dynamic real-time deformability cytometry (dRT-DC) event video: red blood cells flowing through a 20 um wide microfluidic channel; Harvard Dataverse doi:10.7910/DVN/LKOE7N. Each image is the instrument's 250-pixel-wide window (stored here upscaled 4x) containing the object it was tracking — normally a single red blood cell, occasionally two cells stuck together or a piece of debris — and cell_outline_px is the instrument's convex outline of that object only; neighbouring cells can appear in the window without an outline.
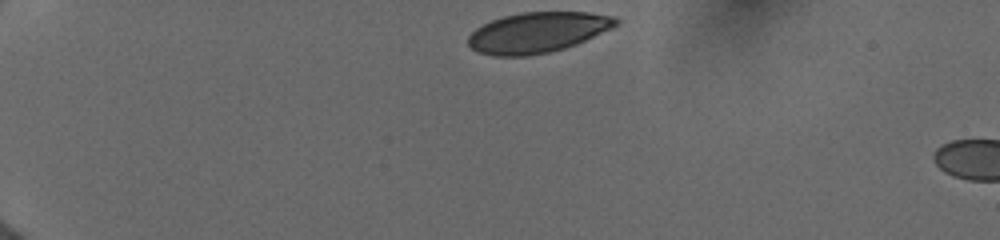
{"species": "human", "species_latin": "Homo sapiens", "temperature_condition": "cold", "stored_images_in_passage": 9, "camera_frame_rate_fps": 3000, "um_per_image_px": 0.085, "donor": {"sex": "female"}, "frame": {"image": 1, "passage_image": 1, "time_ms": 0.0, "image_size_px": [1000, 240], "cell_outline_px": [[620, 24], [576, 44], [564, 48], [548, 52], [528, 56], [492, 56], [476, 52], [468, 44], [468, 36], [476, 28], [492, 20], [504, 16], [520, 12], [588, 12], [616, 16], [620, 20]], "centroid_in_image_um": [45.7, 2.75], "position_along_channel_um": 39.3, "area_um2": 34.91}}